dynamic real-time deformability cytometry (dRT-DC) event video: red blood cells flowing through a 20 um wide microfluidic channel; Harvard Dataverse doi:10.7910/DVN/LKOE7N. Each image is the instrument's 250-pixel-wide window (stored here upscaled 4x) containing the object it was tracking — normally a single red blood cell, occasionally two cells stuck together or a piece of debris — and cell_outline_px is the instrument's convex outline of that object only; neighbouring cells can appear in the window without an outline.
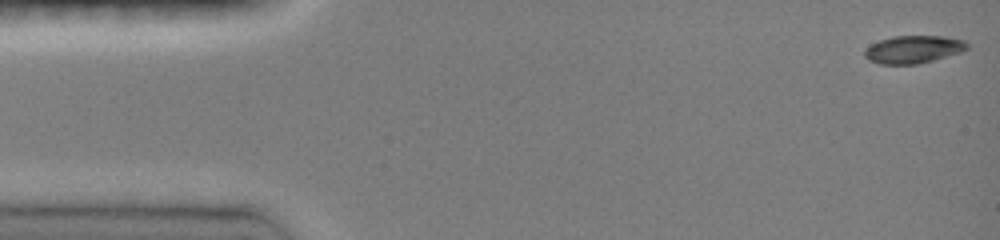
{"species": "common noctule bat (a hibernating species)", "species_latin": "Nyctalus noctula", "temperature_condition": "room temperature", "stored_images_in_passage": 46, "camera_frame_rate_fps": 3000, "um_per_image_px": 0.085, "animal": {"sex": "female", "body_mass_g": 19.0, "forearm_length_mm": 51.5}, "frame": {"image": 1, "passage_image": 1, "time_ms": 0.0, "image_size_px": [1000, 240], "cell_outline_px": [[968, 48], [960, 52], [932, 60], [916, 64], [880, 64], [868, 60], [864, 56], [864, 52], [872, 44], [880, 40], [892, 36], [944, 36], [964, 40], [968, 44]], "centroid_in_image_um": [77.63, 4.19], "position_along_channel_um": 7.4, "area_um2": 16.36}}
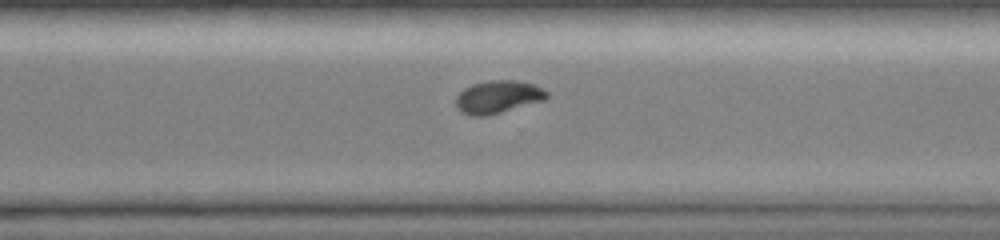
{"frame": {"image": 2, "passage_image": 33, "time_ms": 10.667, "image_size_px": [1000, 240], "cell_outline_px": [[548, 96], [544, 100], [488, 116], [472, 116], [464, 112], [456, 104], [456, 96], [464, 88], [472, 84], [488, 80], [520, 80], [532, 84], [548, 92]], "centroid_in_image_um": [42.33, 8.23], "position_along_channel_um": 328.3, "area_um2": 17.22}}
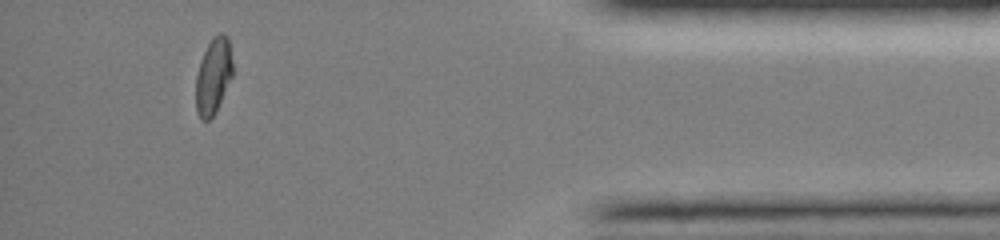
{"frame": {"image": 3, "passage_image": 42, "time_ms": 13.667, "image_size_px": [1000, 240], "cell_outline_px": [[232, 76], [216, 112], [208, 120], [200, 120], [196, 112], [196, 76], [200, 60], [212, 36], [220, 32], [224, 32], [228, 36], [232, 60]], "centroid_in_image_um": [18.13, 6.44], "position_along_channel_um": 417.1, "area_um2": 16.47}, "authors_computed_cell_mechanics": {"area_um2": 17.2533, "velocity_mm_per_s": 4.147, "shape_relaxation_time_tau1_ms": 3.8688, "shape_relaxation_time_tau2_ms": null, "deformation_change_tau1": 0.1828, "deformation_change_tau2": null}}